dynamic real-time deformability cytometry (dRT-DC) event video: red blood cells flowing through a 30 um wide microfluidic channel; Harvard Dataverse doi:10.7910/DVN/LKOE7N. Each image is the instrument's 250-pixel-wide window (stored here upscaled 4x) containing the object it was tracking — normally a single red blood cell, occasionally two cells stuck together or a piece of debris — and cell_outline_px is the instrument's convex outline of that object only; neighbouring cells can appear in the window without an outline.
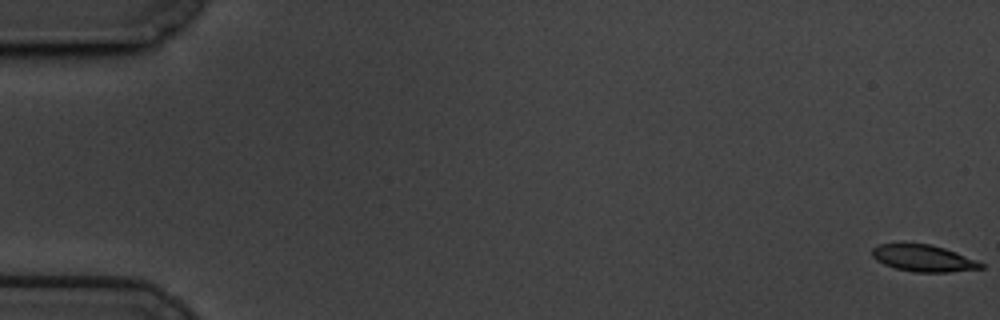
{"species": "common noctule bat (a hibernating species)", "species_latin": "Nyctalus noctula", "temperature_condition": "cold", "stored_images_in_passage": 60, "camera_frame_rate_fps": 3000, "um_per_image_px": 0.085, "animal": {"sex": "male", "body_mass_g": 19.5, "forearm_length_mm": 54.6}, "frame": {"image": 1, "passage_image": 1, "time_ms": 0.0, "image_size_px": [1000, 320], "cell_outline_px": [[984, 268], [948, 272], [912, 272], [896, 268], [884, 264], [876, 260], [872, 256], [872, 248], [876, 244], [904, 240], [928, 244], [944, 248], [956, 252], [976, 260], [984, 264]], "centroid_in_image_um": [78.4, 21.9], "position_along_channel_um": 6.6, "area_um2": 17.57}}
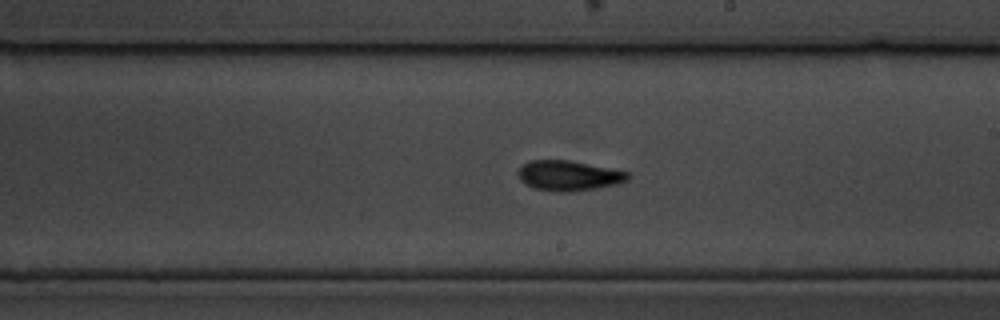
{"frame": {"image": 2, "passage_image": 35, "time_ms": 11.333, "image_size_px": [1000, 320], "cell_outline_px": [[632, 176], [628, 180], [616, 184], [596, 188], [572, 192], [556, 192], [532, 188], [524, 184], [520, 180], [516, 172], [524, 164], [532, 160], [568, 160], [628, 172]], "centroid_in_image_um": [48.31, 14.94], "position_along_channel_um": 240.7, "area_um2": 19.31}}
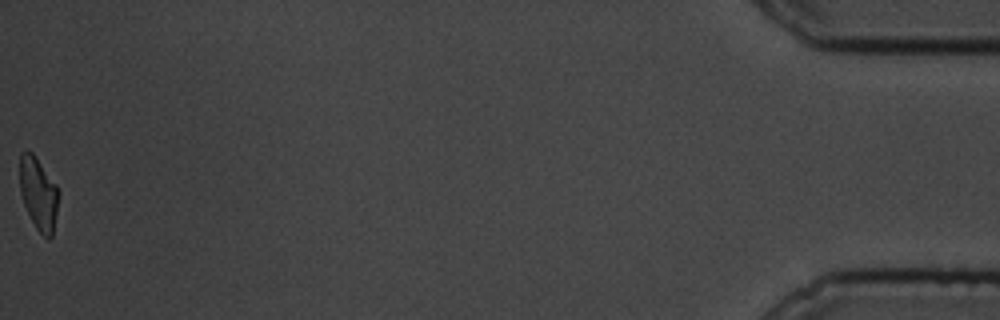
{"frame": {"image": 3, "passage_image": 60, "time_ms": 19.667, "image_size_px": [1000, 320], "cell_outline_px": [[60, 192], [52, 236], [48, 240], [36, 228], [24, 204], [20, 192], [20, 152], [32, 152], [36, 156], [56, 184]], "centroid_in_image_um": [3.28, 16.44], "position_along_channel_um": 431.9, "area_um2": 16.36}, "authors_computed_cell_mechanics": {"area_um2": 17.8602, "velocity_mm_per_s": 3.4323, "shape_relaxation_time_tau1_ms": 2.8222, "shape_relaxation_time_tau2_ms": 3.753, "deformation_change_tau1": 0.1334, "deformation_change_tau2": 0.0969}}